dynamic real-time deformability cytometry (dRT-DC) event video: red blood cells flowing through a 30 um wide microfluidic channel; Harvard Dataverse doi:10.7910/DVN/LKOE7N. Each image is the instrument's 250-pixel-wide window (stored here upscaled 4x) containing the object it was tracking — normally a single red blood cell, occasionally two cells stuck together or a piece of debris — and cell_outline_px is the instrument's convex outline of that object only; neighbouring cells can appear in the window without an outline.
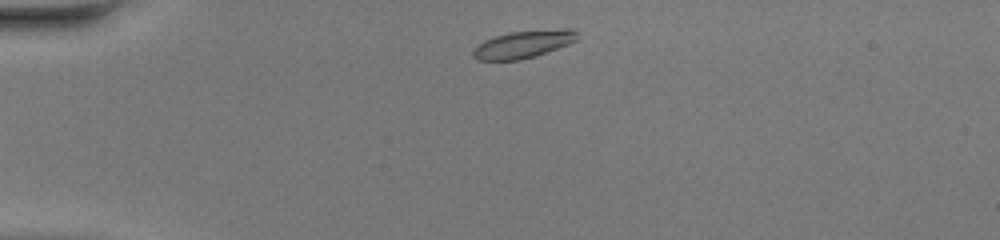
{"species": "common noctule bat (a hibernating species)", "species_latin": "Nyctalus noctula", "temperature_condition": "warm", "stored_images_in_passage": 38, "camera_frame_rate_fps": 3000, "um_per_image_px": 0.085, "animal": {"sex": "female", "body_mass_g": 20.0, "forearm_length_mm": 54.0}, "frame": {"image": 1, "passage_image": 2, "time_ms": 0.333, "image_size_px": [1000, 240], "cell_outline_px": [[576, 40], [568, 44], [548, 52], [536, 56], [520, 60], [476, 60], [472, 56], [472, 48], [484, 40], [508, 32], [564, 28], [576, 28]], "centroid_in_image_um": [44.46, 3.76], "position_along_channel_um": 40.5, "area_um2": 16.88}}
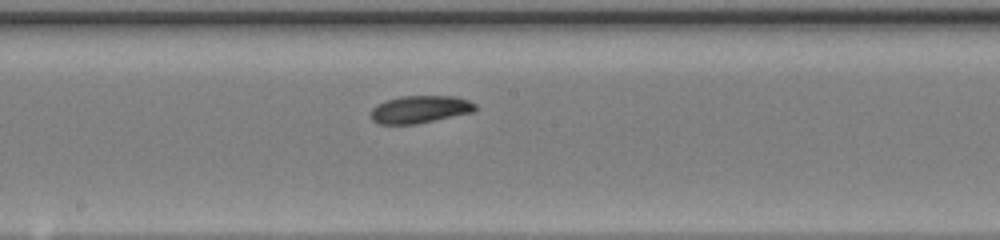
{"frame": {"image": 2, "passage_image": 17, "time_ms": 5.333, "image_size_px": [1000, 240], "cell_outline_px": [[476, 108], [472, 112], [416, 124], [380, 124], [372, 120], [372, 108], [376, 104], [384, 100], [400, 96], [456, 96], [468, 100], [476, 104]], "centroid_in_image_um": [35.68, 9.28], "position_along_channel_um": 212.5, "area_um2": 16.7}}
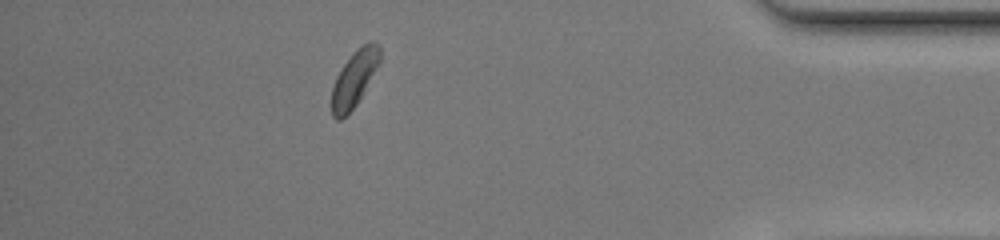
{"frame": {"image": 3, "passage_image": 33, "time_ms": 10.667, "image_size_px": [1000, 240], "cell_outline_px": [[380, 64], [356, 104], [340, 120], [336, 120], [332, 116], [332, 88], [336, 76], [340, 68], [356, 48], [368, 40], [376, 40], [380, 44]], "centroid_in_image_um": [30.14, 6.6], "position_along_channel_um": 405.1, "area_um2": 15.9}, "authors_computed_cell_mechanics": {"area_um2": 16.7042, "velocity_mm_per_s": 4.3256, "shape_relaxation_time_tau1_ms": 5.6506, "shape_relaxation_time_tau2_ms": null, "deformation_change_tau1": 0.1619, "deformation_change_tau2": null}}